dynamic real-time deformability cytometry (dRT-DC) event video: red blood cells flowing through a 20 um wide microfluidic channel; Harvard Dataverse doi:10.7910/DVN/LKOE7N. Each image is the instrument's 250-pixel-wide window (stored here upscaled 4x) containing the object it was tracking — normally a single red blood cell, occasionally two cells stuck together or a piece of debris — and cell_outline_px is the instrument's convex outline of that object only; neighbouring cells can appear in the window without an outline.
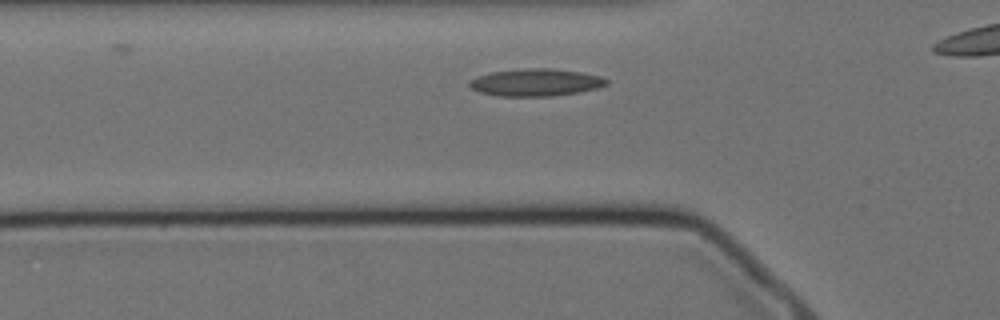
{"species": "Egyptian fruit bat (a non-hibernating species)", "species_latin": "Rousettus aegyptiacus", "temperature_condition": "cold", "stored_images_in_passage": 39, "camera_frame_rate_fps": 3000, "um_per_image_px": 0.085, "animal": {"sex": "female"}, "frame": {"image": 1, "passage_image": 3, "time_ms": 0.667, "image_size_px": [1000, 320], "cell_outline_px": [[608, 84], [596, 88], [576, 92], [552, 96], [500, 96], [480, 92], [468, 88], [468, 80], [492, 72], [524, 68], [548, 68], [580, 72], [600, 76], [608, 80]], "centroid_in_image_um": [45.5, 7.0], "position_along_channel_um": 80.3, "area_um2": 21.68}}
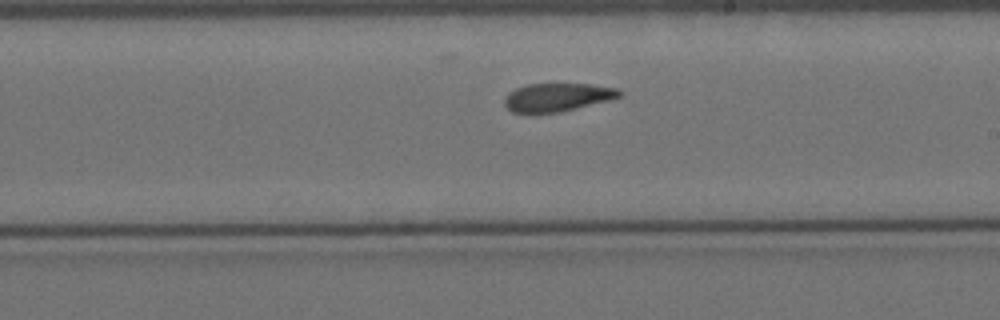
{"frame": {"image": 2, "passage_image": 17, "time_ms": 5.333, "image_size_px": [1000, 320], "cell_outline_px": [[624, 92], [620, 96], [612, 100], [560, 112], [512, 112], [504, 104], [504, 100], [508, 92], [516, 88], [528, 84], [588, 84], [616, 88]], "centroid_in_image_um": [47.4, 8.26], "position_along_channel_um": 241.6, "area_um2": 18.84}}
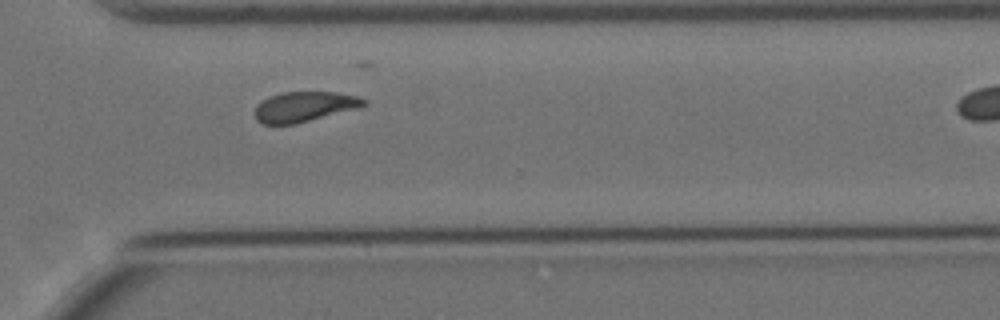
{"frame": {"image": 3, "passage_image": 26, "time_ms": 8.333, "image_size_px": [1000, 320], "cell_outline_px": [[368, 104], [356, 108], [296, 124], [260, 124], [256, 120], [252, 112], [256, 104], [260, 100], [268, 96], [280, 92], [336, 92], [356, 96], [368, 100]], "centroid_in_image_um": [25.78, 9.06], "position_along_channel_um": 344.8, "area_um2": 19.42}, "authors_computed_cell_mechanics": {"area_um2": 19.7676, "velocity_mm_per_s": 3.445, "shape_relaxation_time_tau1_ms": 10.2296, "shape_relaxation_time_tau2_ms": 2.8109, "deformation_change_tau1": 0.2119, "deformation_change_tau2": 0.0876}}